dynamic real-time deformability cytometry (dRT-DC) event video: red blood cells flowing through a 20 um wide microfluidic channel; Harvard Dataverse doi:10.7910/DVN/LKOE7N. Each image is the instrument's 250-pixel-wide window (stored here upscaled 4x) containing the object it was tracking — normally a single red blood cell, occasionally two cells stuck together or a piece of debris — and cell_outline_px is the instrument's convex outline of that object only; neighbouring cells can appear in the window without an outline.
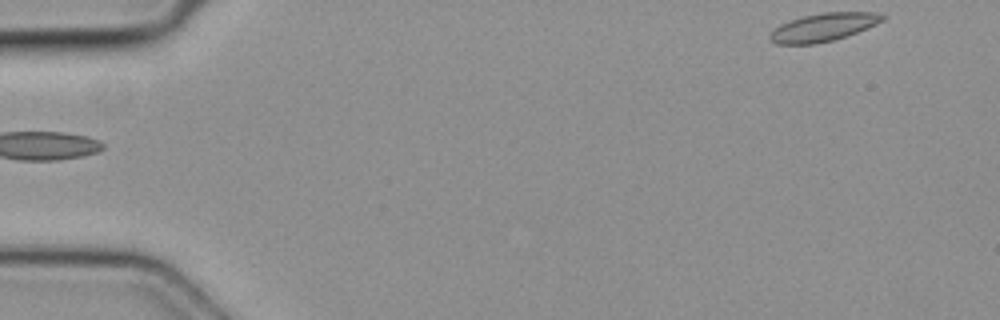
{"species": "common noctule bat (a hibernating species)", "species_latin": "Nyctalus noctula", "temperature_condition": "cold", "stored_images_in_passage": 4, "camera_frame_rate_fps": 3000, "um_per_image_px": 0.085, "animal": {"sex": "female", "body_mass_g": 19.3, "forearm_length_mm": 54.1}, "frame": {"image": 1, "passage_image": 1, "time_ms": 0.0, "image_size_px": [1000, 320], "cell_outline_px": [[888, 16], [884, 20], [876, 24], [856, 32], [832, 40], [812, 44], [776, 44], [768, 36], [780, 24], [804, 16], [824, 12], [876, 12]], "centroid_in_image_um": [70.02, 2.3], "position_along_channel_um": 15.0, "area_um2": 18.09}}